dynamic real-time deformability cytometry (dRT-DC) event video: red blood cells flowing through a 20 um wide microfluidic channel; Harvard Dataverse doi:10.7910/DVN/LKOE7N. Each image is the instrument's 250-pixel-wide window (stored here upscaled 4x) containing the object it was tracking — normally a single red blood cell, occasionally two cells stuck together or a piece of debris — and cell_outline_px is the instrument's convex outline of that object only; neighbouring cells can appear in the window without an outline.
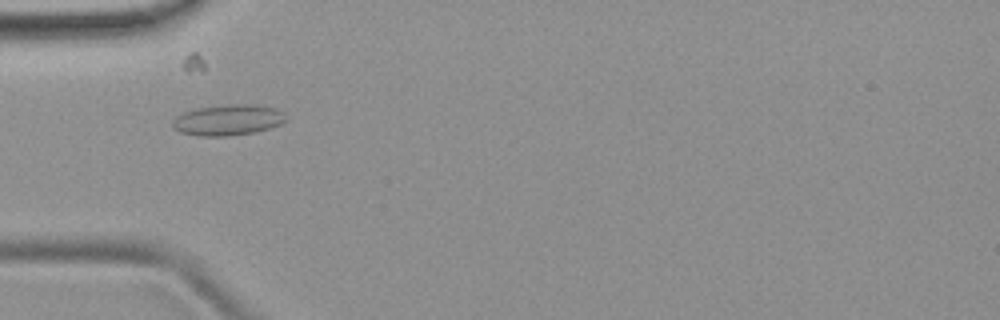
{"species": "common noctule bat (a hibernating species)", "species_latin": "Nyctalus noctula", "temperature_condition": "room temperature", "stored_images_in_passage": 51, "camera_frame_rate_fps": 3000, "um_per_image_px": 0.085, "animal": {"sex": "female", "body_mass_g": 19.9}, "frame": {"image": 1, "passage_image": 16, "time_ms": 5.0, "image_size_px": [1000, 320], "cell_outline_px": [[288, 120], [280, 124], [256, 132], [228, 136], [200, 136], [180, 132], [172, 128], [172, 120], [176, 116], [184, 112], [196, 108], [228, 104], [252, 104], [272, 108], [284, 112], [288, 116]], "centroid_in_image_um": [19.37, 10.2], "position_along_channel_um": 65.6, "area_um2": 20.52}}
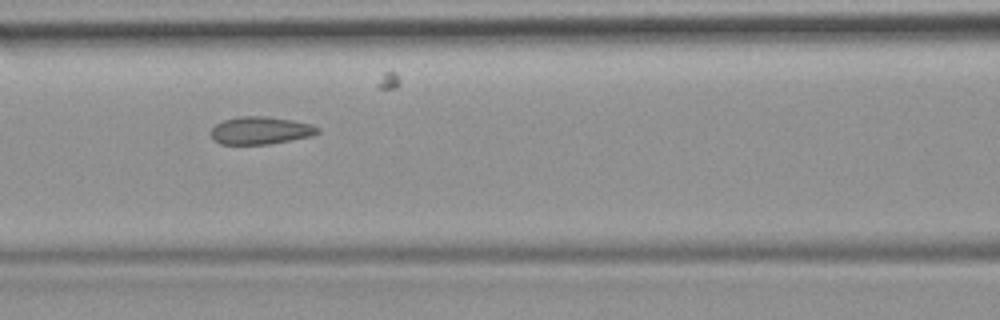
{"frame": {"image": 2, "passage_image": 22, "time_ms": 7.0, "image_size_px": [1000, 320], "cell_outline_px": [[320, 132], [312, 136], [268, 144], [220, 144], [212, 136], [212, 128], [216, 124], [224, 120], [240, 116], [264, 116], [292, 120], [312, 124], [320, 128]], "centroid_in_image_um": [22.18, 11.08], "position_along_channel_um": 144.4, "area_um2": 17.05}}
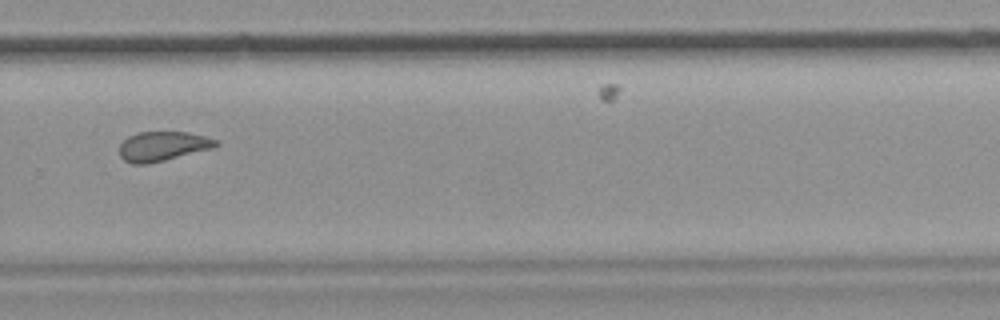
{"frame": {"image": 3, "passage_image": 35, "time_ms": 11.333, "image_size_px": [1000, 320], "cell_outline_px": [[220, 144], [216, 148], [148, 164], [132, 164], [124, 160], [120, 156], [120, 144], [128, 136], [136, 132], [188, 132], [204, 136], [216, 140]], "centroid_in_image_um": [13.85, 12.43], "position_along_channel_um": 316.0, "area_um2": 16.76}, "authors_computed_cell_mechanics": {"area_um2": 17.7446, "velocity_mm_per_s": 3.969, "shape_relaxation_time_tau1_ms": null, "shape_relaxation_time_tau2_ms": 1.9293, "deformation_change_tau1": null, "deformation_change_tau2": 0.0623}}